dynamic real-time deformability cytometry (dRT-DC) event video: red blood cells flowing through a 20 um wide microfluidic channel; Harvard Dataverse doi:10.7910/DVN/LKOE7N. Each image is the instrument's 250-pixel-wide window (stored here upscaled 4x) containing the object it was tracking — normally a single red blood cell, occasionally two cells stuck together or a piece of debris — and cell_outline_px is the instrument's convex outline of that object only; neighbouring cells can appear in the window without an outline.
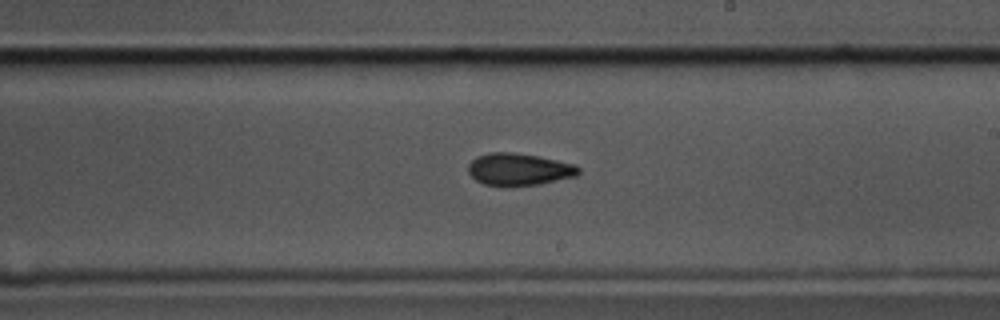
{"species": "common noctule bat (a hibernating species)", "species_latin": "Nyctalus noctula", "temperature_condition": "cold", "stored_images_in_passage": 57, "camera_frame_rate_fps": 3000, "um_per_image_px": 0.085, "animal": {"sex": "male", "body_mass_g": 17.5, "forearm_length_mm": 52.3}, "frame": {"image": 1, "passage_image": 33, "time_ms": 10.667, "image_size_px": [1000, 320], "cell_outline_px": [[580, 172], [576, 176], [540, 184], [484, 184], [476, 180], [468, 172], [468, 164], [476, 156], [488, 152], [512, 152], [540, 156], [576, 164], [580, 168]], "centroid_in_image_um": [44.14, 14.35], "position_along_channel_um": 244.9, "area_um2": 20.46}}
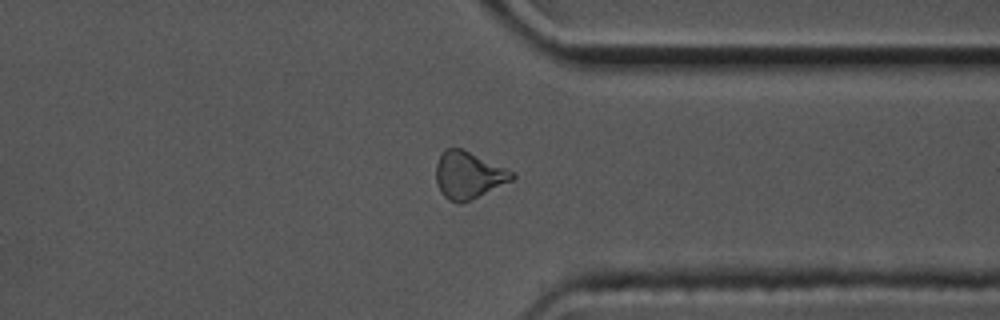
{"frame": {"image": 2, "passage_image": 44, "time_ms": 14.333, "image_size_px": [1000, 320], "cell_outline_px": [[516, 176], [512, 180], [472, 200], [460, 204], [448, 200], [440, 192], [436, 184], [436, 164], [444, 148], [464, 148], [516, 172]], "centroid_in_image_um": [39.83, 14.88], "position_along_channel_um": 371.6, "area_um2": 21.33}}
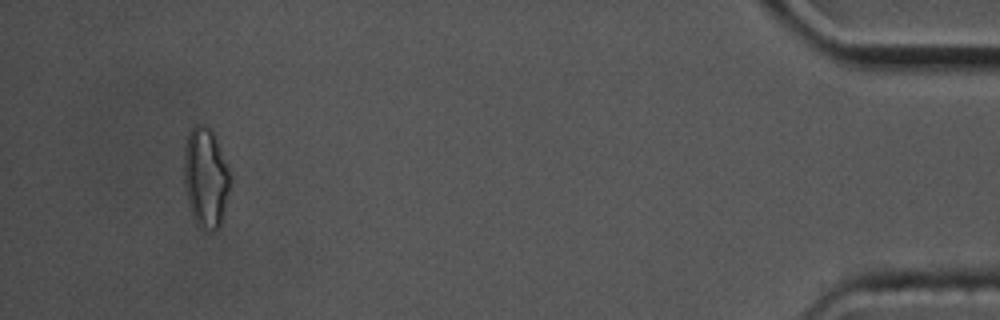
{"frame": {"image": 3, "passage_image": 54, "time_ms": 17.667, "image_size_px": [1000, 320], "cell_outline_px": [[232, 176], [220, 224], [212, 232], [204, 232], [196, 224], [192, 216], [188, 204], [184, 184], [184, 148], [188, 132], [196, 124], [204, 124], [212, 132], [216, 140]], "centroid_in_image_um": [17.46, 15.12], "position_along_channel_um": 417.7, "area_um2": 26.93}, "authors_computed_cell_mechanics": {"area_um2": 20.8658, "velocity_mm_per_s": 3.5127, "shape_relaxation_time_tau1_ms": 7.943, "shape_relaxation_time_tau2_ms": 4.5419, "deformation_change_tau1": 0.1546, "deformation_change_tau2": 0.1143}}